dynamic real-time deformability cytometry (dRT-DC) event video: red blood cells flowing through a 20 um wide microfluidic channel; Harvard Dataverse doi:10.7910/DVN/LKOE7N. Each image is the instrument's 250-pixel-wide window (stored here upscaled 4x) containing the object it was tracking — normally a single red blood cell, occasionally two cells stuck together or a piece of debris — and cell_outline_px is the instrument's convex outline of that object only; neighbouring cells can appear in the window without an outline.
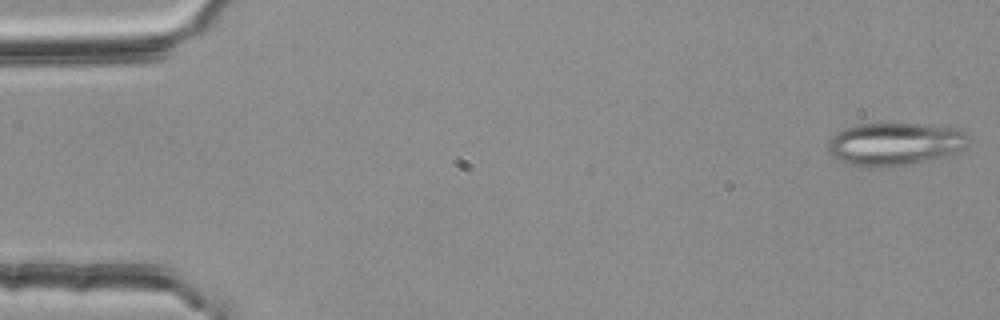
{"species": "common noctule bat (a hibernating species)", "species_latin": "Nyctalus noctula", "temperature_condition": "room temperature", "stored_images_in_passage": 54, "camera_frame_rate_fps": 3000, "um_per_image_px": 0.085, "animal": {"sex": "female", "body_mass_g": 25.1}, "frame": {"image": 1, "passage_image": 1, "time_ms": 0.0, "image_size_px": [1000, 320], "cell_outline_px": [[972, 136], [960, 148], [952, 152], [924, 160], [904, 164], [852, 164], [832, 156], [828, 152], [828, 140], [832, 136], [856, 124], [916, 124], [952, 128], [964, 132]], "centroid_in_image_um": [76.02, 12.18], "position_along_channel_um": 9.0, "area_um2": 33.06}}
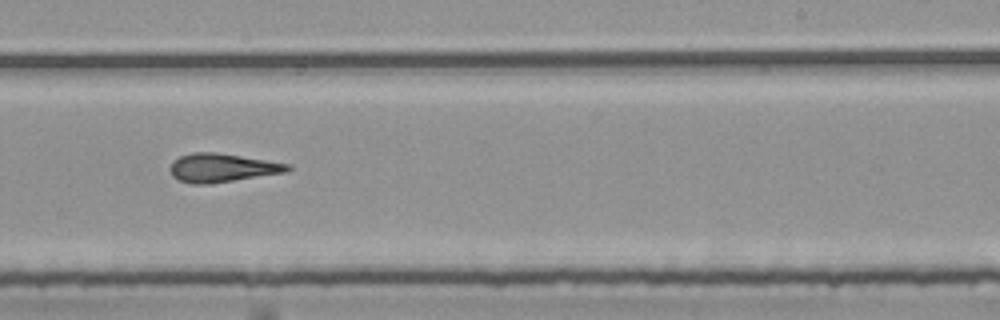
{"frame": {"image": 2, "passage_image": 33, "time_ms": 10.667, "image_size_px": [1000, 320], "cell_outline_px": [[292, 168], [288, 172], [204, 184], [192, 184], [180, 180], [172, 176], [168, 168], [172, 160], [180, 156], [192, 152], [216, 152], [292, 164]], "centroid_in_image_um": [18.86, 14.25], "position_along_channel_um": 270.1, "area_um2": 19.59}}
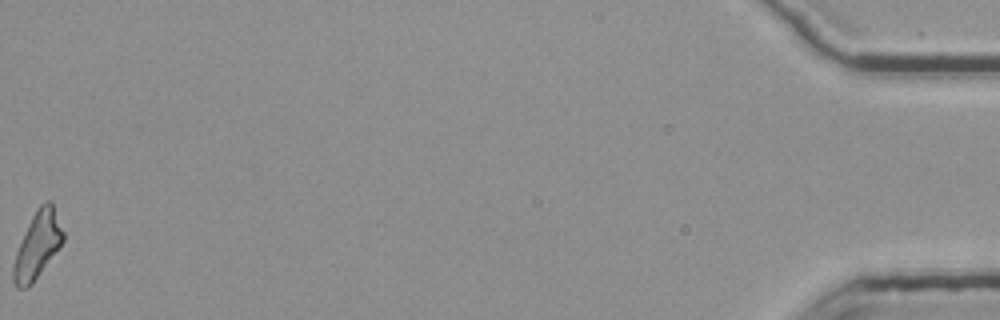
{"frame": {"image": 3, "passage_image": 54, "time_ms": 17.667, "image_size_px": [1000, 320], "cell_outline_px": [[64, 240], [60, 248], [32, 284], [28, 288], [16, 288], [12, 280], [12, 264], [16, 252], [24, 232], [32, 216], [40, 204], [48, 200], [52, 204], [64, 232]], "centroid_in_image_um": [3.17, 20.89], "position_along_channel_um": 432.0, "area_um2": 19.36}, "authors_computed_cell_mechanics": {"area_um2": 19.4786, "velocity_mm_per_s": 3.79, "shape_relaxation_time_tau1_ms": null, "shape_relaxation_time_tau2_ms": 5.6193, "deformation_change_tau1": null, "deformation_change_tau2": 0.2145}}